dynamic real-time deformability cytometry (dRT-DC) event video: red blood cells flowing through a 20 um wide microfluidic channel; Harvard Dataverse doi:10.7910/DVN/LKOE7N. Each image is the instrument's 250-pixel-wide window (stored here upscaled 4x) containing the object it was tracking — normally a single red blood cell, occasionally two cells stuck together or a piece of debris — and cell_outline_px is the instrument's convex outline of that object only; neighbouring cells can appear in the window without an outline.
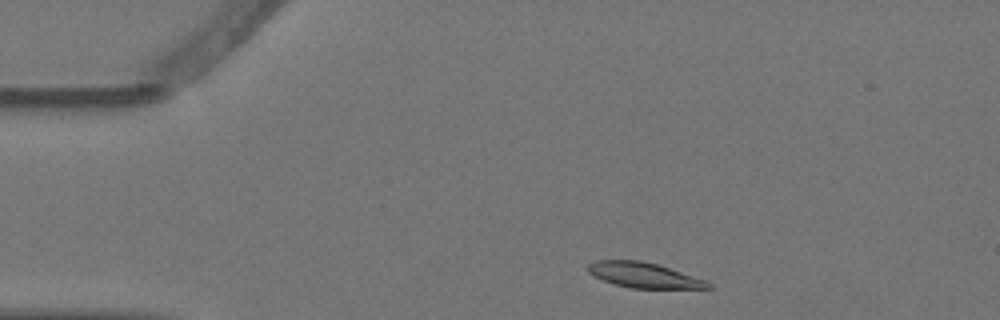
{"species": "Egyptian fruit bat (a non-hibernating species)", "species_latin": "Rousettus aegyptiacus", "temperature_condition": "warm", "stored_images_in_passage": 6, "camera_frame_rate_fps": 3000, "um_per_image_px": 0.085, "animal": {"sex": "female"}, "frame": {"image": 1, "passage_image": 1, "time_ms": 0.0, "image_size_px": [1000, 320], "cell_outline_px": [[712, 288], [632, 288], [616, 284], [592, 276], [588, 272], [588, 264], [596, 260], [640, 260], [656, 264], [704, 280], [712, 284]], "centroid_in_image_um": [54.68, 23.38], "position_along_channel_um": 30.3, "area_um2": 17.28}}
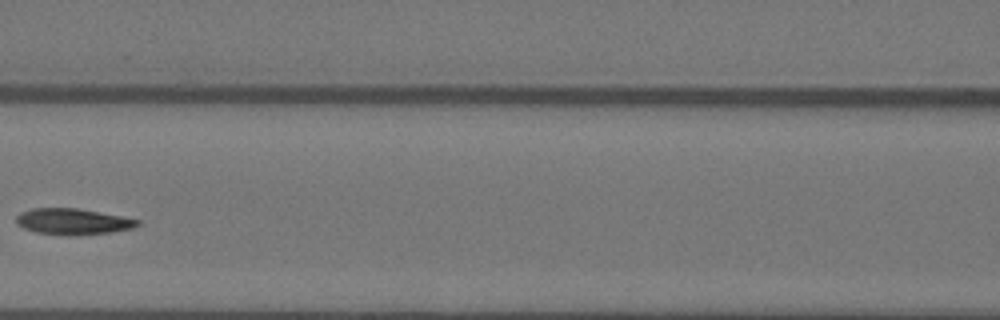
{"frame": {"image": 2, "passage_image": 5, "time_ms": 1.333, "image_size_px": [1000, 320], "cell_outline_px": [[140, 224], [132, 228], [112, 232], [76, 236], [68, 236], [36, 232], [24, 228], [16, 224], [16, 216], [20, 212], [32, 208], [76, 208], [120, 216], [140, 220]], "centroid_in_image_um": [6.16, 18.84], "position_along_channel_um": 160.4, "area_um2": 18.5}}
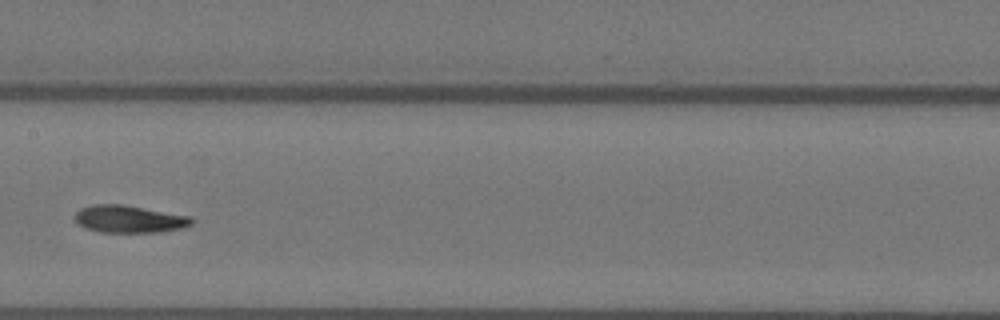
{"frame": {"image": 3, "passage_image": 6, "time_ms": 1.667, "image_size_px": [1000, 320], "cell_outline_px": [[196, 220], [192, 224], [180, 228], [160, 232], [100, 232], [84, 228], [76, 224], [76, 212], [80, 208], [92, 204], [120, 204], [192, 216]], "centroid_in_image_um": [10.98, 18.62], "position_along_channel_um": 196.4, "area_um2": 18.73}}